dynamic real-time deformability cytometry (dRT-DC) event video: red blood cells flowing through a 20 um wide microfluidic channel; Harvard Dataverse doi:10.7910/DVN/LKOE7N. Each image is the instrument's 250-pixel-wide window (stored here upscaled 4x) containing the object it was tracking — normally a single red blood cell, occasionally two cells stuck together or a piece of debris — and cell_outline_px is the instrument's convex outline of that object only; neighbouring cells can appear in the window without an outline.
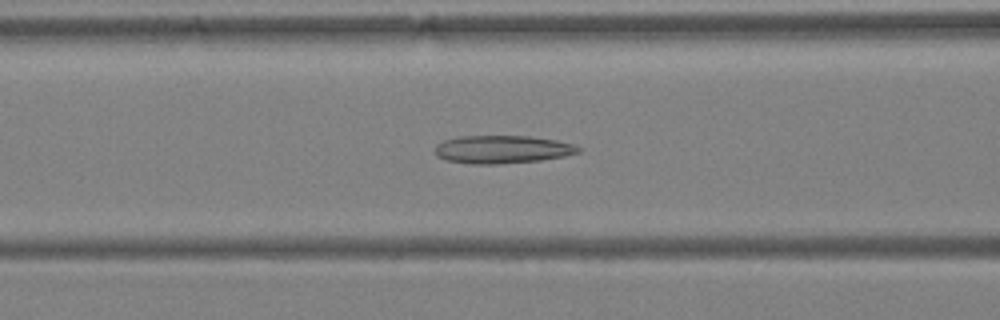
{"species": "Egyptian fruit bat (a non-hibernating species)", "species_latin": "Rousettus aegyptiacus", "temperature_condition": "warm", "stored_images_in_passage": 41, "camera_frame_rate_fps": 3000, "um_per_image_px": 0.085, "animal": {"sex": "female"}, "frame": {"image": 1, "passage_image": 15, "time_ms": 4.667, "image_size_px": [1000, 320], "cell_outline_px": [[580, 152], [564, 156], [540, 160], [500, 164], [472, 164], [448, 160], [436, 156], [436, 144], [444, 140], [460, 136], [528, 136], [556, 140], [572, 144], [580, 148]], "centroid_in_image_um": [42.68, 12.7], "position_along_channel_um": 123.9, "area_um2": 23.24}}
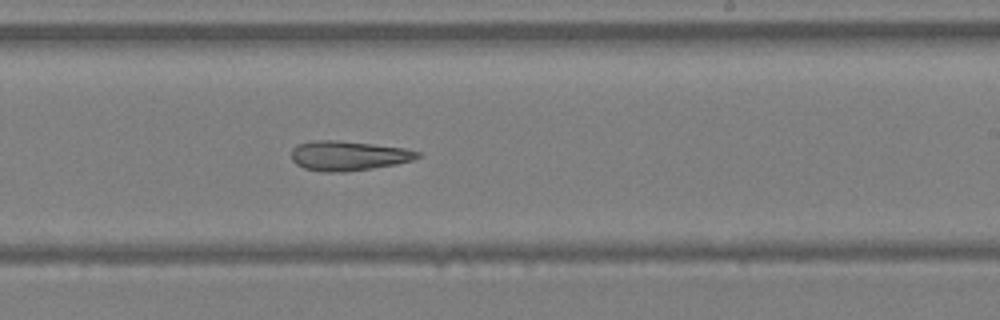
{"frame": {"image": 2, "passage_image": 24, "time_ms": 7.667, "image_size_px": [1000, 320], "cell_outline_px": [[420, 156], [412, 160], [396, 164], [372, 168], [344, 172], [320, 172], [304, 168], [296, 164], [292, 160], [292, 148], [296, 144], [312, 140], [336, 140], [372, 144], [404, 148], [420, 152]], "centroid_in_image_um": [29.56, 13.23], "position_along_channel_um": 259.4, "area_um2": 21.85}}
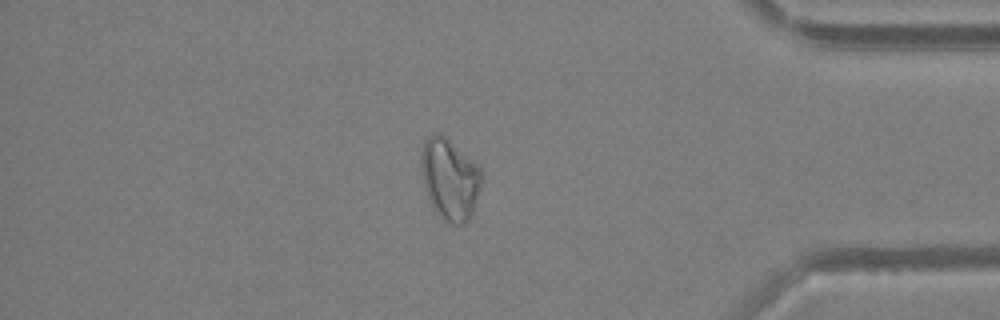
{"frame": {"image": 3, "passage_image": 35, "time_ms": 11.333, "image_size_px": [1000, 320], "cell_outline_px": [[480, 184], [472, 216], [464, 224], [452, 224], [440, 216], [428, 196], [424, 188], [424, 144], [428, 136], [436, 132], [440, 132], [476, 164], [480, 168]], "centroid_in_image_um": [38.27, 15.24], "position_along_channel_um": 396.9, "area_um2": 27.28}, "authors_computed_cell_mechanics": {"area_um2": 26.01, "velocity_mm_per_s": 4.5259, "shape_relaxation_time_tau1_ms": null, "shape_relaxation_time_tau2_ms": 4.7026, "deformation_change_tau1": null, "deformation_change_tau2": 0.1673}}